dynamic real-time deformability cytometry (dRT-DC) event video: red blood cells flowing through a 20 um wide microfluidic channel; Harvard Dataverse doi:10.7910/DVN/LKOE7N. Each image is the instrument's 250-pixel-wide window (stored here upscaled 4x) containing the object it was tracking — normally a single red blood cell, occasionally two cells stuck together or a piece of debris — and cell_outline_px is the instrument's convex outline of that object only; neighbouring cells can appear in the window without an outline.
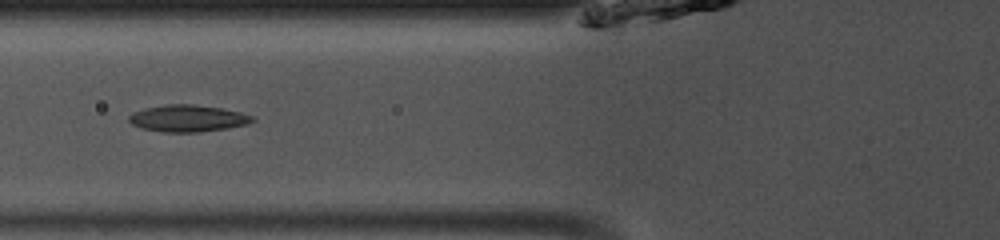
{"species": "common noctule bat (a hibernating species)", "species_latin": "Nyctalus noctula", "temperature_condition": "room temperature", "stored_images_in_passage": 49, "camera_frame_rate_fps": 3000, "um_per_image_px": 0.085, "animal": {"sex": "male", "body_mass_g": 13.0, "forearm_length_mm": 53.1}, "frame": {"image": 1, "passage_image": 19, "time_ms": 6.0, "image_size_px": [1000, 240], "cell_outline_px": [[256, 120], [248, 124], [200, 132], [164, 132], [140, 128], [132, 124], [128, 120], [128, 116], [132, 112], [144, 108], [168, 104], [192, 104], [220, 108], [240, 112], [252, 116]], "centroid_in_image_um": [15.92, 10.06], "position_along_channel_um": 109.9, "area_um2": 19.25}}
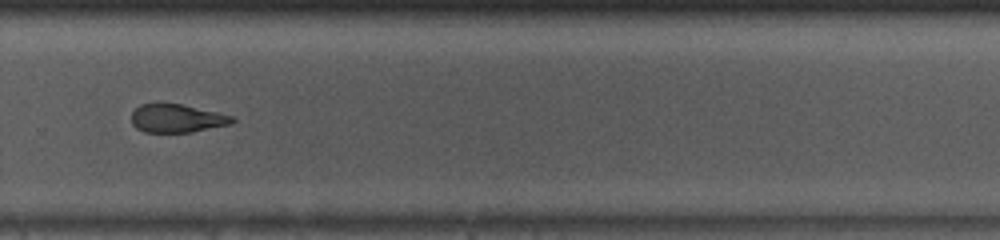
{"frame": {"image": 2, "passage_image": 34, "time_ms": 11.0, "image_size_px": [1000, 240], "cell_outline_px": [[236, 120], [232, 124], [192, 132], [144, 132], [136, 128], [132, 124], [132, 112], [140, 104], [180, 104], [236, 116]], "centroid_in_image_um": [15.08, 10.07], "position_along_channel_um": 314.7, "area_um2": 16.65}}
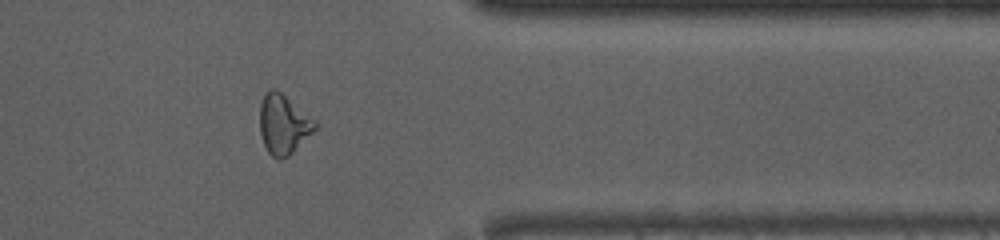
{"frame": {"image": 3, "passage_image": 40, "time_ms": 13.0, "image_size_px": [1000, 240], "cell_outline_px": [[316, 128], [288, 156], [280, 160], [276, 160], [268, 152], [264, 144], [260, 132], [260, 104], [268, 88], [276, 88], [316, 120]], "centroid_in_image_um": [24.07, 10.55], "position_along_channel_um": 387.3, "area_um2": 19.07}, "authors_computed_cell_mechanics": {"area_um2": 19.074, "velocity_mm_per_s": 4.0985, "shape_relaxation_time_tau1_ms": null, "shape_relaxation_time_tau2_ms": 2.9157, "deformation_change_tau1": null, "deformation_change_tau2": 0.1144}}